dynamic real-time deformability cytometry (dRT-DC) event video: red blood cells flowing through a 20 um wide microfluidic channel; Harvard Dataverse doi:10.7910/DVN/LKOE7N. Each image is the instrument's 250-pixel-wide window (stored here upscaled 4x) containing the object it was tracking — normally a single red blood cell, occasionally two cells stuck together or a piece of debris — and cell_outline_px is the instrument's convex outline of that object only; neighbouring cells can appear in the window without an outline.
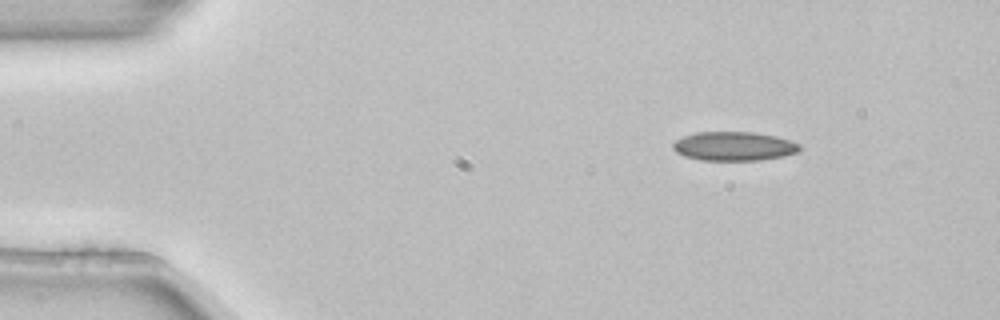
{"species": "common noctule bat (a hibernating species)", "species_latin": "Nyctalus noctula", "temperature_condition": "room temperature", "stored_images_in_passage": 3, "camera_frame_rate_fps": 3000, "um_per_image_px": 0.085, "animal": {"sex": "female", "body_mass_g": 22.7, "forearm_length_mm": 54.2}, "frame": {"image": 1, "passage_image": 1, "time_ms": 0.0, "image_size_px": [1000, 320], "cell_outline_px": [[800, 148], [796, 152], [784, 156], [760, 160], [700, 160], [684, 156], [676, 152], [672, 148], [672, 144], [676, 140], [684, 136], [696, 132], [756, 132], [776, 136], [800, 144]], "centroid_in_image_um": [62.36, 12.42], "position_along_channel_um": 22.6, "area_um2": 21.39}}